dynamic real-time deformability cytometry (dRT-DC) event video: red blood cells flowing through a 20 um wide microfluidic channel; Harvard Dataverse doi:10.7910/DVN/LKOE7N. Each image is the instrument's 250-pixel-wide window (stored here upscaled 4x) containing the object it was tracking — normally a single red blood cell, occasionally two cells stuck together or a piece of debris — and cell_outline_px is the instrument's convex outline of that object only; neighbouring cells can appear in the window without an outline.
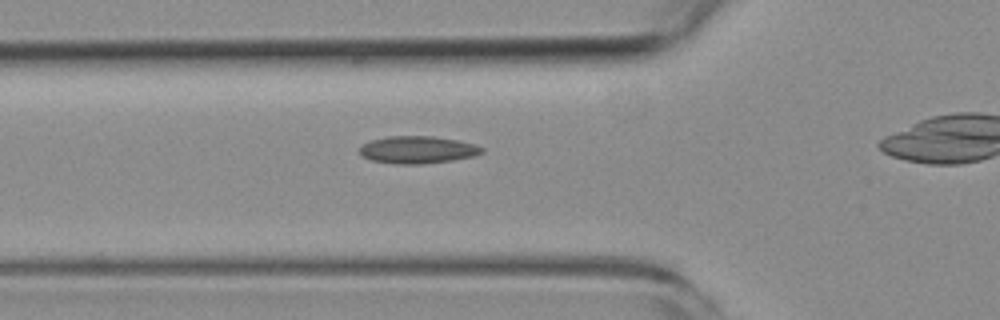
{"species": "common noctule bat (a hibernating species)", "species_latin": "Nyctalus noctula", "temperature_condition": "room temperature", "stored_images_in_passage": 4, "camera_frame_rate_fps": 3000, "um_per_image_px": 0.085, "animal": {"sex": "female", "body_mass_g": 19.3, "forearm_length_mm": 54.1}, "frame": {"image": 1, "passage_image": 4, "time_ms": 3.667, "image_size_px": [1000, 320], "cell_outline_px": [[484, 152], [472, 156], [452, 160], [424, 164], [396, 164], [372, 160], [360, 156], [360, 148], [364, 144], [372, 140], [388, 136], [432, 136], [456, 140], [476, 144], [484, 148]], "centroid_in_image_um": [35.5, 12.73], "position_along_channel_um": 90.3, "area_um2": 19.42}}